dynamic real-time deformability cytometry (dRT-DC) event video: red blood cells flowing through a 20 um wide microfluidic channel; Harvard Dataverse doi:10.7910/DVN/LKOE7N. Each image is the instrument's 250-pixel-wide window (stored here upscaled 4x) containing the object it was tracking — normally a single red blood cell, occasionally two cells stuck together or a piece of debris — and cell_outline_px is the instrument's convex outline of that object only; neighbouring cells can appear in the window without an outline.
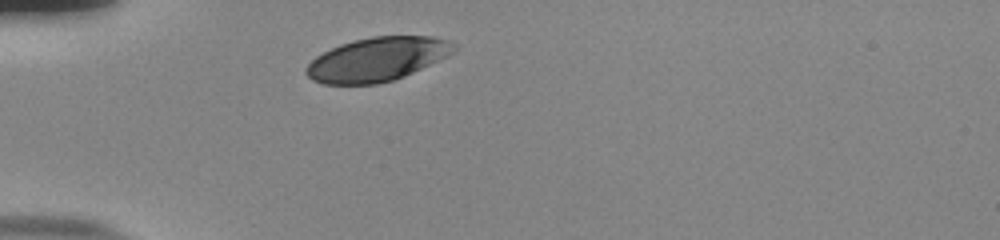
{"species": "human", "species_latin": "Homo sapiens", "temperature_condition": "room temperature", "stored_images_in_passage": 30, "camera_frame_rate_fps": 3000, "um_per_image_px": 0.085, "donor": {"sex": "male"}, "frame": {"image": 1, "passage_image": 1, "time_ms": 0.0, "image_size_px": [1000, 240], "cell_outline_px": [[456, 48], [452, 52], [404, 76], [392, 80], [376, 84], [324, 84], [312, 80], [304, 72], [304, 68], [316, 56], [340, 44], [352, 40], [372, 36], [432, 36], [448, 40]], "centroid_in_image_um": [31.98, 5.03], "position_along_channel_um": 53.0, "area_um2": 37.22}}
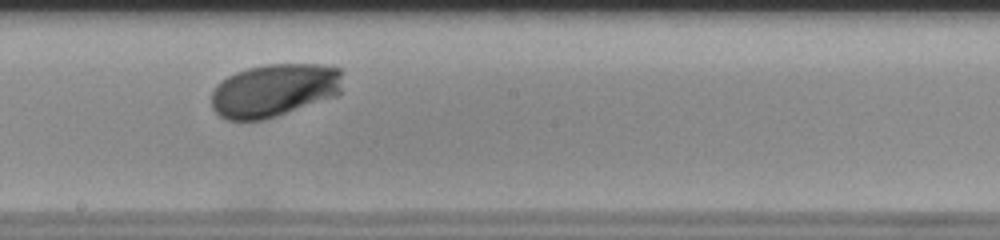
{"frame": {"image": 2, "passage_image": 16, "time_ms": 5.0, "image_size_px": [1000, 240], "cell_outline_px": [[340, 92], [336, 96], [276, 116], [260, 120], [228, 120], [220, 116], [212, 108], [212, 92], [216, 84], [220, 80], [236, 72], [248, 68], [268, 64], [324, 64], [340, 68]], "centroid_in_image_um": [23.28, 7.67], "position_along_channel_um": 224.9, "area_um2": 40.52}}
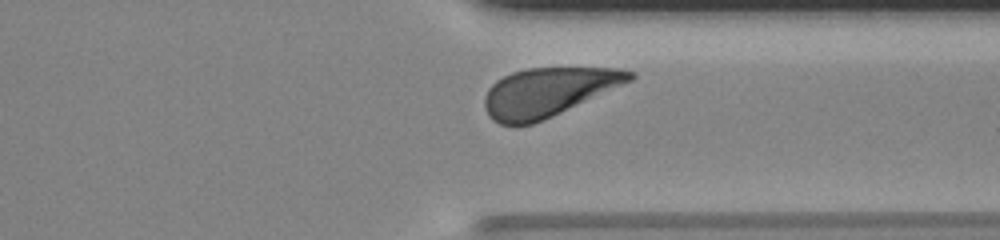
{"frame": {"image": 3, "passage_image": 27, "time_ms": 8.667, "image_size_px": [1000, 240], "cell_outline_px": [[636, 76], [632, 80], [552, 116], [532, 124], [516, 128], [500, 124], [492, 120], [488, 116], [484, 108], [484, 96], [488, 88], [496, 80], [512, 72], [528, 68], [620, 68], [636, 72]], "centroid_in_image_um": [46.53, 7.85], "position_along_channel_um": 364.9, "area_um2": 41.38}, "authors_computed_cell_mechanics": {"area_um2": 40.3733, "velocity_mm_per_s": 3.7994, "shape_relaxation_time_tau1_ms": 2.5554, "shape_relaxation_time_tau2_ms": null, "deformation_change_tau1": 0.1257, "deformation_change_tau2": null}}